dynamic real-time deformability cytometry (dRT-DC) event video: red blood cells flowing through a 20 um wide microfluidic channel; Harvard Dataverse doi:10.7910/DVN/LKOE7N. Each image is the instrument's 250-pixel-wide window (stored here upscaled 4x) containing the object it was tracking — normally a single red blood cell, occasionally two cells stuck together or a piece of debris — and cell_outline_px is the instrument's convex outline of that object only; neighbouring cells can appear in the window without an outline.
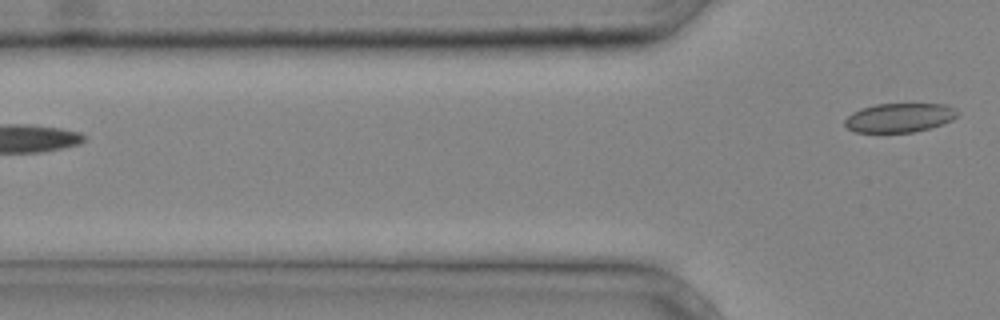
{"species": "common noctule bat (a hibernating species)", "species_latin": "Nyctalus noctula", "temperature_condition": "cold", "stored_images_in_passage": 5, "camera_frame_rate_fps": 3000, "um_per_image_px": 0.085, "animal": {"sex": "male", "body_mass_g": 20.4}, "frame": {"image": 1, "passage_image": 5, "time_ms": 1.333, "image_size_px": [1000, 320], "cell_outline_px": [[960, 112], [952, 120], [932, 128], [912, 132], [856, 132], [848, 128], [844, 124], [844, 120], [852, 112], [860, 108], [876, 104], [944, 104], [956, 108]], "centroid_in_image_um": [76.47, 10.0], "position_along_channel_um": 49.3, "area_um2": 19.19}}